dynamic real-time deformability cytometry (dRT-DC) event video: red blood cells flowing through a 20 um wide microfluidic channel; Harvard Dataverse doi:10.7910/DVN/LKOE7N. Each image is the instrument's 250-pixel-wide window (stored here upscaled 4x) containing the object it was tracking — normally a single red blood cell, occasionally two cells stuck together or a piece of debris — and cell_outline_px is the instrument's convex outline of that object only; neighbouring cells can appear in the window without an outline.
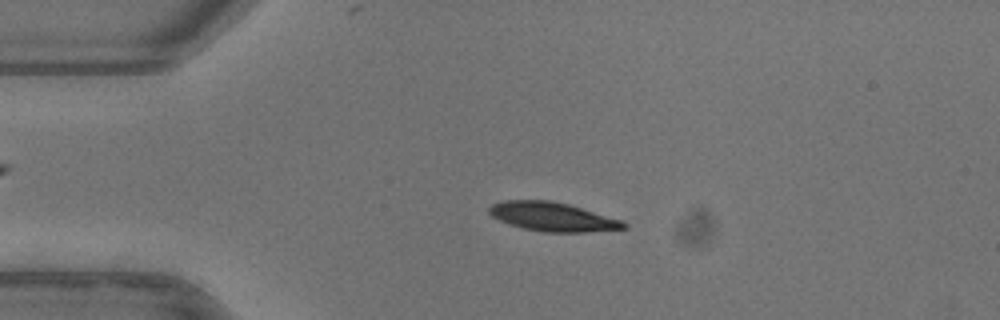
{"species": "common noctule bat (a hibernating species)", "species_latin": "Nyctalus noctula", "temperature_condition": "warm", "stored_images_in_passage": 51, "camera_frame_rate_fps": 3000, "um_per_image_px": 0.085, "animal": {"sex": "female"}, "frame": {"image": 1, "passage_image": 11, "time_ms": 3.333, "image_size_px": [1000, 320], "cell_outline_px": [[628, 228], [584, 232], [544, 232], [524, 228], [508, 224], [492, 216], [488, 212], [488, 208], [492, 204], [504, 200], [548, 200], [568, 204], [620, 220], [628, 224]], "centroid_in_image_um": [46.93, 18.42], "position_along_channel_um": 38.1, "area_um2": 22.43}}
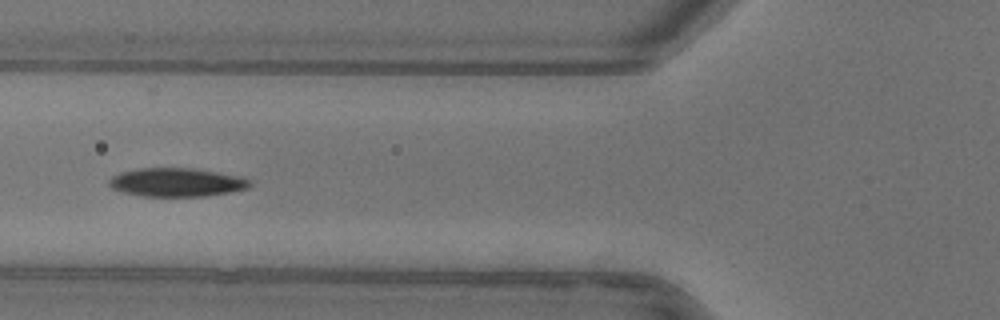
{"frame": {"image": 2, "passage_image": 19, "time_ms": 6.0, "image_size_px": [1000, 320], "cell_outline_px": [[252, 184], [248, 188], [228, 192], [204, 196], [144, 196], [124, 192], [112, 188], [108, 184], [108, 180], [112, 176], [120, 172], [140, 168], [196, 168], [240, 176], [252, 180]], "centroid_in_image_um": [15.03, 15.48], "position_along_channel_um": 110.8, "area_um2": 23.47}}
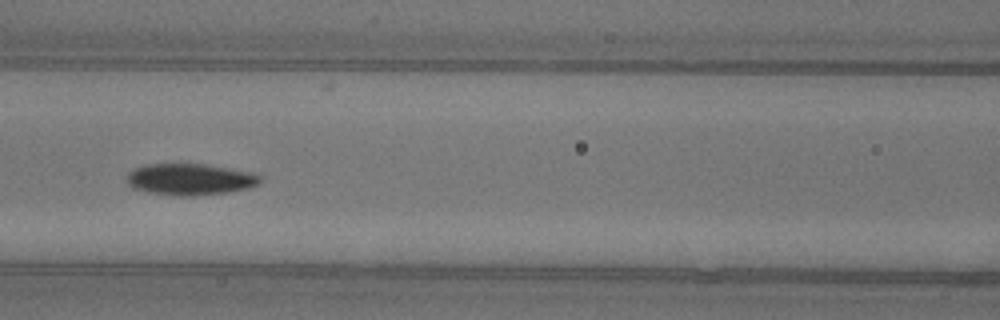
{"frame": {"image": 3, "passage_image": 22, "time_ms": 7.0, "image_size_px": [1000, 320], "cell_outline_px": [[260, 184], [252, 188], [228, 192], [192, 196], [180, 196], [148, 192], [132, 188], [128, 184], [128, 172], [144, 164], [204, 164], [256, 172], [260, 176]], "centroid_in_image_um": [16.21, 15.24], "position_along_channel_um": 150.4, "area_um2": 24.68}, "authors_computed_cell_mechanics": {"area_um2": 22.9466, "velocity_mm_per_s": 3.9473, "shape_relaxation_time_tau1_ms": 2.6704, "shape_relaxation_time_tau2_ms": null, "deformation_change_tau1": 0.132, "deformation_change_tau2": null}}